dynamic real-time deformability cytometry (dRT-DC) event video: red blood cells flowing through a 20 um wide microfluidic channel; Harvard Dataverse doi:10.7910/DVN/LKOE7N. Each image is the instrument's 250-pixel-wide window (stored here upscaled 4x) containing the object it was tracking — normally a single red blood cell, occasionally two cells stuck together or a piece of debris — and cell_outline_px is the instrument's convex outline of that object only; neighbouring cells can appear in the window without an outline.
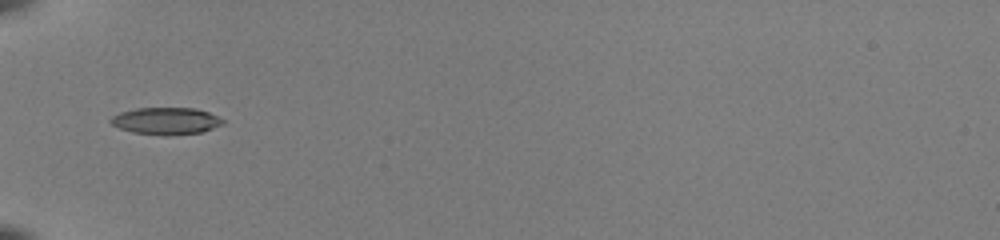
{"species": "common noctule bat (a hibernating species)", "species_latin": "Nyctalus noctula", "temperature_condition": "room temperature", "stored_images_in_passage": 33, "camera_frame_rate_fps": 3000, "um_per_image_px": 0.085, "animal": {"sex": "female", "body_mass_g": 22.0, "forearm_length_mm": 56.7}, "frame": {"image": 1, "passage_image": 1, "time_ms": 0.0, "image_size_px": [1000, 240], "cell_outline_px": [[224, 124], [200, 132], [164, 136], [132, 132], [120, 128], [112, 124], [108, 120], [112, 116], [120, 112], [136, 108], [192, 108], [208, 112], [224, 120]], "centroid_in_image_um": [14.08, 10.28], "position_along_channel_um": 70.9, "area_um2": 17.57}}
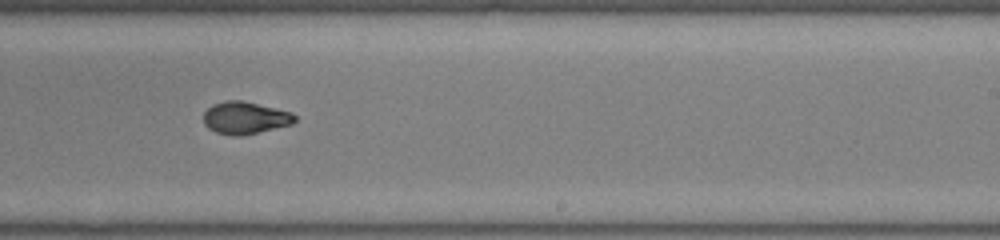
{"frame": {"image": 2, "passage_image": 16, "time_ms": 5.0, "image_size_px": [1000, 240], "cell_outline_px": [[296, 120], [292, 124], [240, 136], [232, 136], [216, 132], [208, 128], [204, 124], [204, 112], [212, 104], [224, 100], [240, 100], [292, 112], [296, 116]], "centroid_in_image_um": [20.81, 10.01], "position_along_channel_um": 268.2, "area_um2": 17.11}}
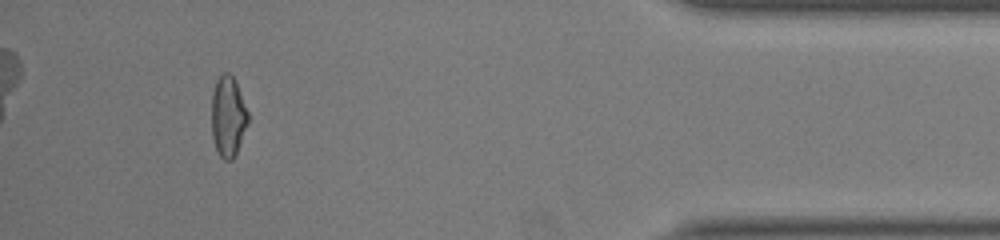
{"frame": {"image": 3, "passage_image": 30, "time_ms": 9.667, "image_size_px": [1000, 240], "cell_outline_px": [[248, 124], [236, 152], [232, 160], [224, 160], [220, 156], [216, 148], [212, 136], [212, 92], [216, 80], [224, 72], [228, 72], [232, 76], [236, 84], [248, 112]], "centroid_in_image_um": [19.37, 9.9], "position_along_channel_um": 415.8, "area_um2": 16.88}, "authors_computed_cell_mechanics": {"area_um2": 17.2244, "velocity_mm_per_s": 4.0303, "shape_relaxation_time_tau1_ms": 5.4591, "shape_relaxation_time_tau2_ms": 1.3832, "deformation_change_tau1": 0.2184, "deformation_change_tau2": 0.0613}}